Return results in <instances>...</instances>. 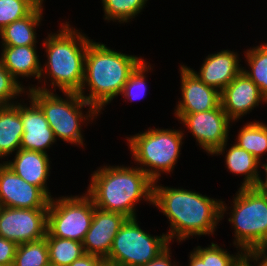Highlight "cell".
I'll list each match as a JSON object with an SVG mask.
<instances>
[{"instance_id": "6da1fadb", "label": "cell", "mask_w": 267, "mask_h": 266, "mask_svg": "<svg viewBox=\"0 0 267 266\" xmlns=\"http://www.w3.org/2000/svg\"><path fill=\"white\" fill-rule=\"evenodd\" d=\"M153 182L152 205L168 219L165 233L169 242L180 243L197 236L214 235L221 219L222 199L210 198L194 190L162 186ZM192 236V237H191Z\"/></svg>"}, {"instance_id": "7a4b0ae2", "label": "cell", "mask_w": 267, "mask_h": 266, "mask_svg": "<svg viewBox=\"0 0 267 266\" xmlns=\"http://www.w3.org/2000/svg\"><path fill=\"white\" fill-rule=\"evenodd\" d=\"M91 40L82 31L71 27L69 22L61 23L57 33H48L42 43L47 60L41 66L39 78V82H42L41 86L31 85L26 89L34 88L51 92L59 89L62 93H78L84 79V59ZM42 78L44 79L41 80ZM46 79H49L48 82L51 81L49 82L51 89Z\"/></svg>"}, {"instance_id": "3957f363", "label": "cell", "mask_w": 267, "mask_h": 266, "mask_svg": "<svg viewBox=\"0 0 267 266\" xmlns=\"http://www.w3.org/2000/svg\"><path fill=\"white\" fill-rule=\"evenodd\" d=\"M142 60L141 56L118 52L92 39L86 50L84 79L78 94L100 113L120 96L130 73Z\"/></svg>"}, {"instance_id": "277c9868", "label": "cell", "mask_w": 267, "mask_h": 266, "mask_svg": "<svg viewBox=\"0 0 267 266\" xmlns=\"http://www.w3.org/2000/svg\"><path fill=\"white\" fill-rule=\"evenodd\" d=\"M104 165L91 174L87 194L95 207L137 218L140 201L152 204L153 181L139 167Z\"/></svg>"}, {"instance_id": "5b68a950", "label": "cell", "mask_w": 267, "mask_h": 266, "mask_svg": "<svg viewBox=\"0 0 267 266\" xmlns=\"http://www.w3.org/2000/svg\"><path fill=\"white\" fill-rule=\"evenodd\" d=\"M63 94L66 98L54 91L34 88L26 91L27 97H30L42 110L56 140L82 147L85 145L82 124L85 123L87 126L86 124L93 122L100 114L78 93L63 92ZM84 107H89L85 115L82 111Z\"/></svg>"}, {"instance_id": "8992f818", "label": "cell", "mask_w": 267, "mask_h": 266, "mask_svg": "<svg viewBox=\"0 0 267 266\" xmlns=\"http://www.w3.org/2000/svg\"><path fill=\"white\" fill-rule=\"evenodd\" d=\"M235 194L231 207L221 201V219L231 208L228 222L234 228L233 246L246 254L267 251V195L255 187H240Z\"/></svg>"}, {"instance_id": "52a82bcc", "label": "cell", "mask_w": 267, "mask_h": 266, "mask_svg": "<svg viewBox=\"0 0 267 266\" xmlns=\"http://www.w3.org/2000/svg\"><path fill=\"white\" fill-rule=\"evenodd\" d=\"M184 137L182 128L149 127L144 132L126 137V140L134 163L155 182L161 180L163 173L168 175L174 170Z\"/></svg>"}, {"instance_id": "ba28073f", "label": "cell", "mask_w": 267, "mask_h": 266, "mask_svg": "<svg viewBox=\"0 0 267 266\" xmlns=\"http://www.w3.org/2000/svg\"><path fill=\"white\" fill-rule=\"evenodd\" d=\"M137 220L127 219L121 226L105 261L117 266H142L157 258L170 246L166 234L153 236L141 229Z\"/></svg>"}, {"instance_id": "9c48e42d", "label": "cell", "mask_w": 267, "mask_h": 266, "mask_svg": "<svg viewBox=\"0 0 267 266\" xmlns=\"http://www.w3.org/2000/svg\"><path fill=\"white\" fill-rule=\"evenodd\" d=\"M94 213L93 199L82 195L52 197L47 212V233L57 238L83 242Z\"/></svg>"}, {"instance_id": "30bf717a", "label": "cell", "mask_w": 267, "mask_h": 266, "mask_svg": "<svg viewBox=\"0 0 267 266\" xmlns=\"http://www.w3.org/2000/svg\"><path fill=\"white\" fill-rule=\"evenodd\" d=\"M174 116L196 139L199 147L212 154L230 138L232 120L221 104L212 110L198 113H175ZM231 123V124H230Z\"/></svg>"}, {"instance_id": "8fae6325", "label": "cell", "mask_w": 267, "mask_h": 266, "mask_svg": "<svg viewBox=\"0 0 267 266\" xmlns=\"http://www.w3.org/2000/svg\"><path fill=\"white\" fill-rule=\"evenodd\" d=\"M48 208H10L0 206V237L17 244L45 238Z\"/></svg>"}, {"instance_id": "7c38bea8", "label": "cell", "mask_w": 267, "mask_h": 266, "mask_svg": "<svg viewBox=\"0 0 267 266\" xmlns=\"http://www.w3.org/2000/svg\"><path fill=\"white\" fill-rule=\"evenodd\" d=\"M50 198L37 186L27 183L3 162L0 163V206L48 208Z\"/></svg>"}, {"instance_id": "4fadbf2b", "label": "cell", "mask_w": 267, "mask_h": 266, "mask_svg": "<svg viewBox=\"0 0 267 266\" xmlns=\"http://www.w3.org/2000/svg\"><path fill=\"white\" fill-rule=\"evenodd\" d=\"M220 102L226 115L235 123L263 102L267 104V99L242 71L220 92Z\"/></svg>"}, {"instance_id": "5bb4252c", "label": "cell", "mask_w": 267, "mask_h": 266, "mask_svg": "<svg viewBox=\"0 0 267 266\" xmlns=\"http://www.w3.org/2000/svg\"><path fill=\"white\" fill-rule=\"evenodd\" d=\"M180 65L182 98H179L174 113H198L217 108L221 104L220 92L202 82L188 66Z\"/></svg>"}, {"instance_id": "9a60e30c", "label": "cell", "mask_w": 267, "mask_h": 266, "mask_svg": "<svg viewBox=\"0 0 267 266\" xmlns=\"http://www.w3.org/2000/svg\"><path fill=\"white\" fill-rule=\"evenodd\" d=\"M127 219L120 213L101 210L94 205L91 226L82 242L84 252L104 260L109 255L115 235Z\"/></svg>"}, {"instance_id": "2e32d148", "label": "cell", "mask_w": 267, "mask_h": 266, "mask_svg": "<svg viewBox=\"0 0 267 266\" xmlns=\"http://www.w3.org/2000/svg\"><path fill=\"white\" fill-rule=\"evenodd\" d=\"M27 99L29 105L24 103V99L21 101L23 135L20 149L48 154L46 150L57 142L54 132L40 107L30 97Z\"/></svg>"}, {"instance_id": "e0dca14e", "label": "cell", "mask_w": 267, "mask_h": 266, "mask_svg": "<svg viewBox=\"0 0 267 266\" xmlns=\"http://www.w3.org/2000/svg\"><path fill=\"white\" fill-rule=\"evenodd\" d=\"M237 52L224 49L208 54L203 60L199 72L188 67L202 82L221 92L239 75L243 68Z\"/></svg>"}, {"instance_id": "ac0fdd59", "label": "cell", "mask_w": 267, "mask_h": 266, "mask_svg": "<svg viewBox=\"0 0 267 266\" xmlns=\"http://www.w3.org/2000/svg\"><path fill=\"white\" fill-rule=\"evenodd\" d=\"M50 157L46 153L19 149L12 160L3 161L14 173L27 183L39 187L50 199L47 180L50 176Z\"/></svg>"}, {"instance_id": "d6986e66", "label": "cell", "mask_w": 267, "mask_h": 266, "mask_svg": "<svg viewBox=\"0 0 267 266\" xmlns=\"http://www.w3.org/2000/svg\"><path fill=\"white\" fill-rule=\"evenodd\" d=\"M37 46H1L0 61L12 77L23 87L19 77H28L38 80L41 75V62L37 53Z\"/></svg>"}, {"instance_id": "ffe728a7", "label": "cell", "mask_w": 267, "mask_h": 266, "mask_svg": "<svg viewBox=\"0 0 267 266\" xmlns=\"http://www.w3.org/2000/svg\"><path fill=\"white\" fill-rule=\"evenodd\" d=\"M226 141L220 148H218L212 155H225V167L230 173L243 176L244 180L241 182V188L255 187L260 177L259 168L261 162L257 160L251 153L245 149L240 148L236 143L231 144L227 148ZM228 149V150H227ZM226 151V153H225ZM245 175V176H244Z\"/></svg>"}, {"instance_id": "44dd1931", "label": "cell", "mask_w": 267, "mask_h": 266, "mask_svg": "<svg viewBox=\"0 0 267 266\" xmlns=\"http://www.w3.org/2000/svg\"><path fill=\"white\" fill-rule=\"evenodd\" d=\"M21 100L15 104L0 106V159L20 149L23 135Z\"/></svg>"}, {"instance_id": "7402d4cb", "label": "cell", "mask_w": 267, "mask_h": 266, "mask_svg": "<svg viewBox=\"0 0 267 266\" xmlns=\"http://www.w3.org/2000/svg\"><path fill=\"white\" fill-rule=\"evenodd\" d=\"M43 2H41L28 16L14 21L0 30L1 46H31L36 45L37 33L43 20Z\"/></svg>"}, {"instance_id": "603a6c76", "label": "cell", "mask_w": 267, "mask_h": 266, "mask_svg": "<svg viewBox=\"0 0 267 266\" xmlns=\"http://www.w3.org/2000/svg\"><path fill=\"white\" fill-rule=\"evenodd\" d=\"M234 143L261 162L263 154L267 153V125L260 121L246 123L238 131Z\"/></svg>"}, {"instance_id": "cb8c5ba5", "label": "cell", "mask_w": 267, "mask_h": 266, "mask_svg": "<svg viewBox=\"0 0 267 266\" xmlns=\"http://www.w3.org/2000/svg\"><path fill=\"white\" fill-rule=\"evenodd\" d=\"M45 239L49 250V263L51 266H69L73 261L85 254L83 244L79 241L50 236Z\"/></svg>"}, {"instance_id": "d4e9b609", "label": "cell", "mask_w": 267, "mask_h": 266, "mask_svg": "<svg viewBox=\"0 0 267 266\" xmlns=\"http://www.w3.org/2000/svg\"><path fill=\"white\" fill-rule=\"evenodd\" d=\"M244 56L248 69L243 72L258 86L260 93L267 99V43L245 50Z\"/></svg>"}, {"instance_id": "484cf974", "label": "cell", "mask_w": 267, "mask_h": 266, "mask_svg": "<svg viewBox=\"0 0 267 266\" xmlns=\"http://www.w3.org/2000/svg\"><path fill=\"white\" fill-rule=\"evenodd\" d=\"M149 0H102L105 21L128 23L143 11Z\"/></svg>"}, {"instance_id": "4316f807", "label": "cell", "mask_w": 267, "mask_h": 266, "mask_svg": "<svg viewBox=\"0 0 267 266\" xmlns=\"http://www.w3.org/2000/svg\"><path fill=\"white\" fill-rule=\"evenodd\" d=\"M12 266H50L46 239L18 244Z\"/></svg>"}, {"instance_id": "83f0119b", "label": "cell", "mask_w": 267, "mask_h": 266, "mask_svg": "<svg viewBox=\"0 0 267 266\" xmlns=\"http://www.w3.org/2000/svg\"><path fill=\"white\" fill-rule=\"evenodd\" d=\"M152 69L150 62L143 60L136 66V68L130 73L129 78L126 84L123 87V90L120 94L124 100L128 102L137 101L138 99L144 98L147 90V76Z\"/></svg>"}, {"instance_id": "f1b7e54d", "label": "cell", "mask_w": 267, "mask_h": 266, "mask_svg": "<svg viewBox=\"0 0 267 266\" xmlns=\"http://www.w3.org/2000/svg\"><path fill=\"white\" fill-rule=\"evenodd\" d=\"M40 3L39 0H0V30L28 16Z\"/></svg>"}, {"instance_id": "f546056e", "label": "cell", "mask_w": 267, "mask_h": 266, "mask_svg": "<svg viewBox=\"0 0 267 266\" xmlns=\"http://www.w3.org/2000/svg\"><path fill=\"white\" fill-rule=\"evenodd\" d=\"M237 253L233 255L227 249L221 248L216 243H211L207 246V266H240L246 259L247 254L237 248ZM239 250V251H238Z\"/></svg>"}, {"instance_id": "4dcf8cb0", "label": "cell", "mask_w": 267, "mask_h": 266, "mask_svg": "<svg viewBox=\"0 0 267 266\" xmlns=\"http://www.w3.org/2000/svg\"><path fill=\"white\" fill-rule=\"evenodd\" d=\"M26 91L25 86L22 87L0 61V106L15 104L18 100H14L22 94L26 95Z\"/></svg>"}, {"instance_id": "1f68e13d", "label": "cell", "mask_w": 267, "mask_h": 266, "mask_svg": "<svg viewBox=\"0 0 267 266\" xmlns=\"http://www.w3.org/2000/svg\"><path fill=\"white\" fill-rule=\"evenodd\" d=\"M17 247V243L0 237V264L2 266L13 265Z\"/></svg>"}, {"instance_id": "d6a6232c", "label": "cell", "mask_w": 267, "mask_h": 266, "mask_svg": "<svg viewBox=\"0 0 267 266\" xmlns=\"http://www.w3.org/2000/svg\"><path fill=\"white\" fill-rule=\"evenodd\" d=\"M189 254L187 266H207V247L198 245Z\"/></svg>"}, {"instance_id": "836d02e7", "label": "cell", "mask_w": 267, "mask_h": 266, "mask_svg": "<svg viewBox=\"0 0 267 266\" xmlns=\"http://www.w3.org/2000/svg\"><path fill=\"white\" fill-rule=\"evenodd\" d=\"M170 248L171 246H169L165 251H163L157 258L142 266H178L177 263L179 262H172L173 259Z\"/></svg>"}, {"instance_id": "e575fe53", "label": "cell", "mask_w": 267, "mask_h": 266, "mask_svg": "<svg viewBox=\"0 0 267 266\" xmlns=\"http://www.w3.org/2000/svg\"><path fill=\"white\" fill-rule=\"evenodd\" d=\"M102 261L99 256L85 253L69 266H98Z\"/></svg>"}, {"instance_id": "d590c367", "label": "cell", "mask_w": 267, "mask_h": 266, "mask_svg": "<svg viewBox=\"0 0 267 266\" xmlns=\"http://www.w3.org/2000/svg\"><path fill=\"white\" fill-rule=\"evenodd\" d=\"M246 258L251 263L254 262V266H267V251L249 253Z\"/></svg>"}, {"instance_id": "8d00e7d4", "label": "cell", "mask_w": 267, "mask_h": 266, "mask_svg": "<svg viewBox=\"0 0 267 266\" xmlns=\"http://www.w3.org/2000/svg\"><path fill=\"white\" fill-rule=\"evenodd\" d=\"M266 162H267V161H266ZM261 166H262V169H263L264 172H265V173H264V174H265V178L262 179V178H261V175H260V177H259V179H258V182H257L255 188H256L259 192H261V193L267 195V163H262Z\"/></svg>"}, {"instance_id": "74e56055", "label": "cell", "mask_w": 267, "mask_h": 266, "mask_svg": "<svg viewBox=\"0 0 267 266\" xmlns=\"http://www.w3.org/2000/svg\"><path fill=\"white\" fill-rule=\"evenodd\" d=\"M98 266H117V265L103 260Z\"/></svg>"}, {"instance_id": "f35d334b", "label": "cell", "mask_w": 267, "mask_h": 266, "mask_svg": "<svg viewBox=\"0 0 267 266\" xmlns=\"http://www.w3.org/2000/svg\"><path fill=\"white\" fill-rule=\"evenodd\" d=\"M240 266H254L250 263V261L246 258L241 264Z\"/></svg>"}]
</instances>
